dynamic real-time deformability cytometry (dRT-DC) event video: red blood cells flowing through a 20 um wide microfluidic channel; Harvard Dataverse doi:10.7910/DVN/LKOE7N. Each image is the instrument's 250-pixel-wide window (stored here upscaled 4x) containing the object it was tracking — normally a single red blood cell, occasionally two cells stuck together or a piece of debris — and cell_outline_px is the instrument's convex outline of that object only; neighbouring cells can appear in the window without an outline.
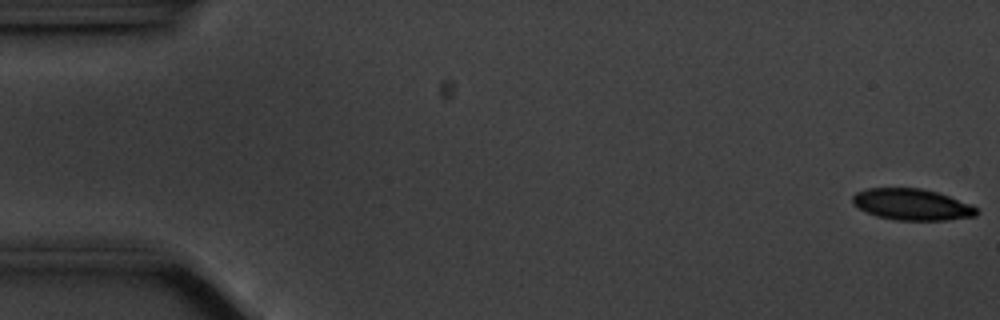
{"species": "common noctule bat (a hibernating species)", "species_latin": "Nyctalus noctula", "temperature_condition": "cold", "stored_images_in_passage": 56, "camera_frame_rate_fps": 3000, "um_per_image_px": 0.085, "animal": {"sex": "male", "body_mass_g": 20.1, "forearm_length_mm": 53.5}, "frame": {"image": 1, "passage_image": 1, "time_ms": 0.0, "image_size_px": [1000, 320], "cell_outline_px": [[980, 212], [976, 216], [948, 220], [892, 220], [876, 216], [852, 204], [852, 196], [856, 192], [868, 188], [920, 188], [936, 192], [972, 204]], "centroid_in_image_um": [77.52, 17.39], "position_along_channel_um": 7.5, "area_um2": 22.72}}
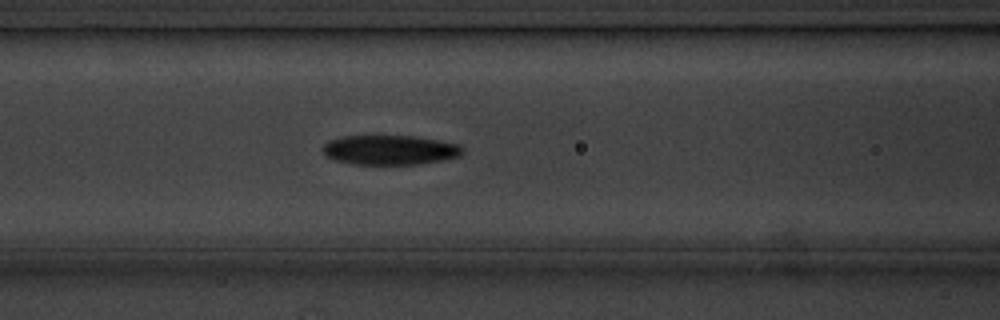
{"frame": {"image": 2, "passage_image": 23, "time_ms": 7.333, "image_size_px": [1000, 320], "cell_outline_px": [[464, 152], [460, 156], [420, 164], [352, 164], [332, 160], [324, 156], [320, 148], [328, 140], [344, 136], [412, 136], [440, 140], [460, 144], [464, 148]], "centroid_in_image_um": [33.1, 12.75], "position_along_channel_um": 133.5, "area_um2": 24.45}}
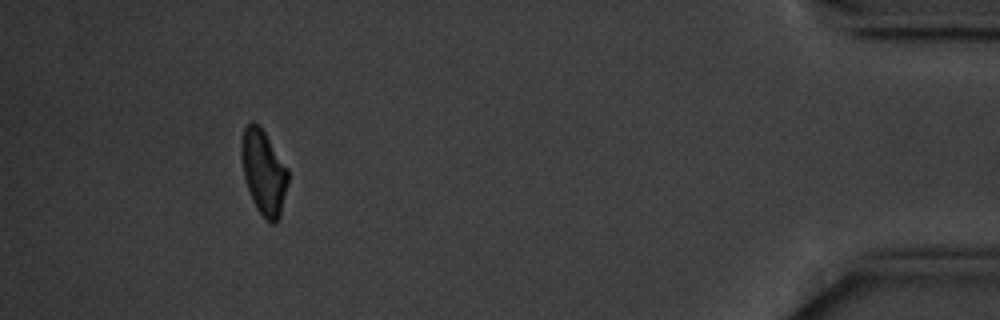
{"frame": {"image": 3, "passage_image": 52, "time_ms": 17.0, "image_size_px": [1000, 320], "cell_outline_px": [[288, 184], [280, 216], [276, 224], [272, 224], [256, 208], [252, 200], [244, 176], [240, 152], [240, 140], [244, 128], [252, 120], [264, 132], [288, 168]], "centroid_in_image_um": [22.4, 14.64], "position_along_channel_um": 412.8, "area_um2": 22.89}, "authors_computed_cell_mechanics": {"area_um2": 24.1026, "velocity_mm_per_s": 3.5403, "shape_relaxation_time_tau1_ms": 2.9784, "shape_relaxation_time_tau2_ms": 11.2237, "deformation_change_tau1": 0.1203, "deformation_change_tau2": 0.1947}}